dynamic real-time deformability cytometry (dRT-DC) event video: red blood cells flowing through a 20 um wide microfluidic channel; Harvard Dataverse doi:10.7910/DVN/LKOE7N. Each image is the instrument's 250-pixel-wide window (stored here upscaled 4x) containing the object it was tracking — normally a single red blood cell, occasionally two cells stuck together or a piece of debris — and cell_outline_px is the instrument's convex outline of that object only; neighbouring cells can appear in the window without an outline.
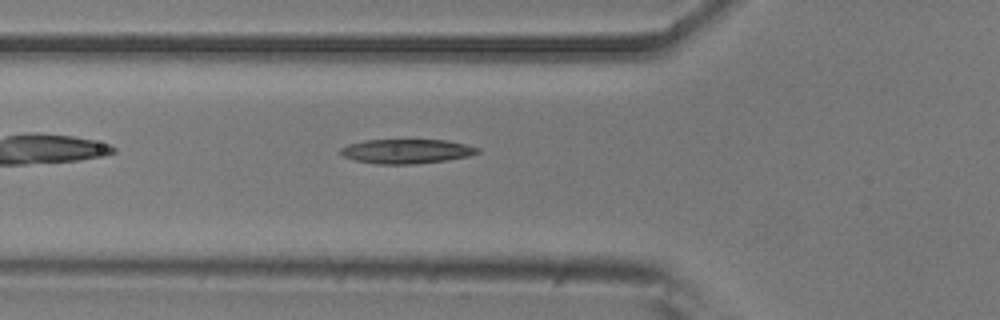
{"species": "common noctule bat (a hibernating species)", "species_latin": "Nyctalus noctula", "temperature_condition": "room temperature", "stored_images_in_passage": 38, "camera_frame_rate_fps": 3000, "um_per_image_px": 0.085, "animal": {"sex": "male", "body_mass_g": 20.5, "forearm_length_mm": 52.5}, "frame": {"image": 1, "passage_image": 3, "time_ms": 0.667, "image_size_px": [1000, 320], "cell_outline_px": [[480, 152], [468, 156], [444, 160], [412, 164], [376, 164], [356, 160], [344, 156], [340, 152], [340, 148], [348, 144], [364, 140], [448, 140], [480, 148]], "centroid_in_image_um": [34.54, 12.85], "position_along_channel_um": 91.3, "area_um2": 19.31}}
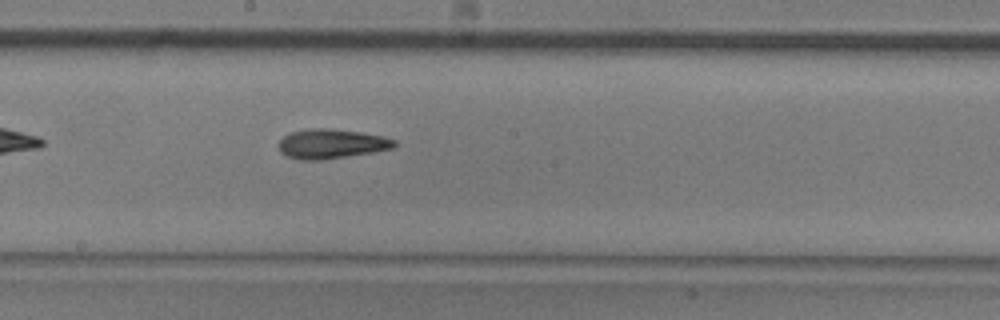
{"frame": {"image": 2, "passage_image": 13, "time_ms": 4.0, "image_size_px": [1000, 320], "cell_outline_px": [[396, 144], [392, 148], [372, 152], [320, 160], [300, 160], [288, 156], [280, 152], [280, 140], [284, 136], [292, 132], [308, 128], [332, 128], [360, 132], [384, 136], [396, 140]], "centroid_in_image_um": [28.17, 12.21], "position_along_channel_um": 220.0, "area_um2": 19.77}}
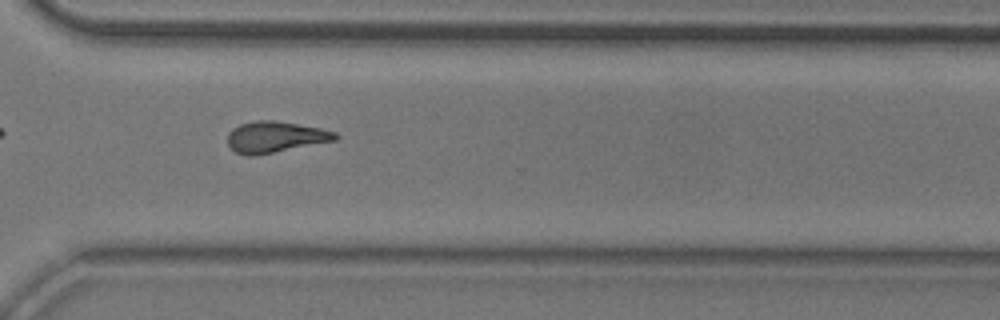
{"frame": {"image": 3, "passage_image": 23, "time_ms": 7.333, "image_size_px": [1000, 320], "cell_outline_px": [[340, 136], [336, 140], [252, 156], [248, 156], [236, 152], [228, 144], [228, 132], [232, 128], [240, 124], [256, 120], [272, 120], [320, 128], [336, 132]], "centroid_in_image_um": [23.38, 11.63], "position_along_channel_um": 347.2, "area_um2": 19.31}, "authors_computed_cell_mechanics": {"area_um2": 18.8428, "velocity_mm_per_s": 3.8299, "shape_relaxation_time_tau1_ms": 6.5838, "shape_relaxation_time_tau2_ms": 6.9266, "deformation_change_tau1": 0.1945, "deformation_change_tau2": 0.1737}}